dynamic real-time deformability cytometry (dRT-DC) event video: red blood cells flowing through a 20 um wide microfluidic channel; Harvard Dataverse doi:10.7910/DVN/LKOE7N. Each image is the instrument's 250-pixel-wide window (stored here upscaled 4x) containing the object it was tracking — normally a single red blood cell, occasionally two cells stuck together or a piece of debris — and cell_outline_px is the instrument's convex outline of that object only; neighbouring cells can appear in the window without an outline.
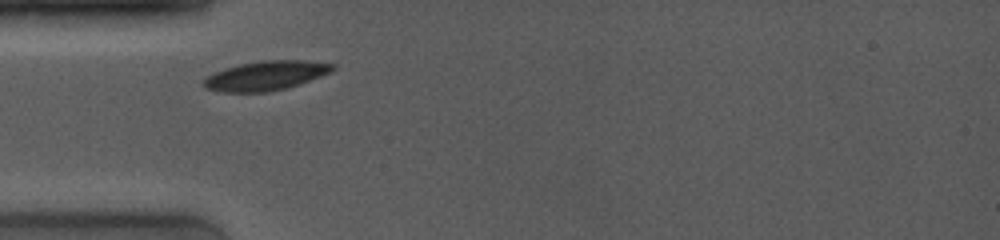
{"species": "common noctule bat (a hibernating species)", "species_latin": "Nyctalus noctula", "temperature_condition": "room temperature", "stored_images_in_passage": 4, "camera_frame_rate_fps": 4000, "um_per_image_px": 0.085, "animal": {"sex": "female", "body_mass_g": 19.0, "forearm_length_mm": 53.3}, "frame": {"image": 1, "passage_image": 1, "time_ms": 0.0, "image_size_px": [1000, 240], "cell_outline_px": [[336, 68], [332, 72], [300, 84], [268, 92], [220, 92], [204, 88], [204, 80], [212, 72], [240, 64], [260, 60], [304, 60], [336, 64]], "centroid_in_image_um": [22.62, 6.42], "position_along_channel_um": 62.4, "area_um2": 22.2}}
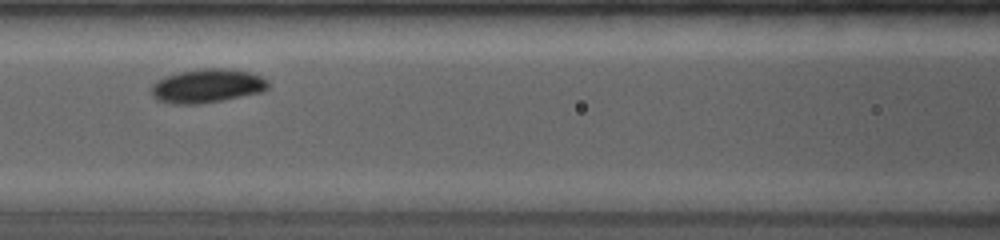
{"frame": {"image": 2, "passage_image": 3, "time_ms": 2.25, "image_size_px": [1000, 240], "cell_outline_px": [[268, 88], [264, 92], [200, 104], [172, 104], [156, 100], [152, 96], [152, 84], [156, 80], [164, 76], [180, 72], [204, 68], [224, 68], [248, 72], [260, 76], [268, 80]], "centroid_in_image_um": [17.59, 7.31], "position_along_channel_um": 149.0, "area_um2": 23.12}}